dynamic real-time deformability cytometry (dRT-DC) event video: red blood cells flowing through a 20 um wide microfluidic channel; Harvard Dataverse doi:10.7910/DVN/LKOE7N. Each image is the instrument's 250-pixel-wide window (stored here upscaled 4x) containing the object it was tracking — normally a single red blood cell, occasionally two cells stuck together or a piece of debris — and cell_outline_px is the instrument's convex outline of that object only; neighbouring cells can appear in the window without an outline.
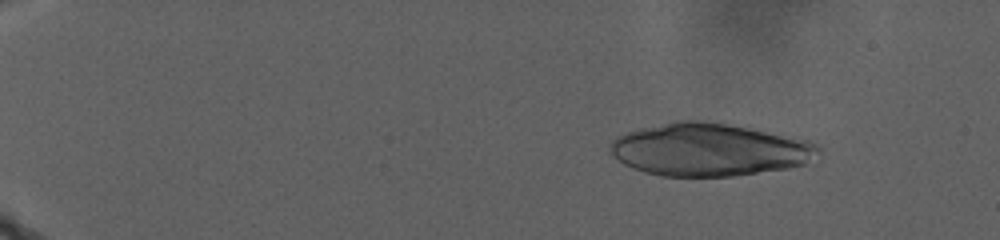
{"species": "human", "species_latin": "Homo sapiens", "temperature_condition": "warm", "stored_images_in_passage": 38, "camera_frame_rate_fps": 3000, "um_per_image_px": 0.085, "donor": {"sex": "male"}, "frame": {"image": 1, "passage_image": 10, "time_ms": 4.333, "image_size_px": [1000, 240], "cell_outline_px": [[820, 148], [804, 164], [788, 168], [732, 176], [660, 176], [644, 172], [632, 168], [624, 164], [612, 156], [608, 152], [608, 148], [612, 140], [616, 136], [640, 128], [676, 120], [704, 120], [728, 124], [796, 136], [820, 144]], "centroid_in_image_um": [60.24, 12.71], "position_along_channel_um": 24.8, "area_um2": 64.27}}
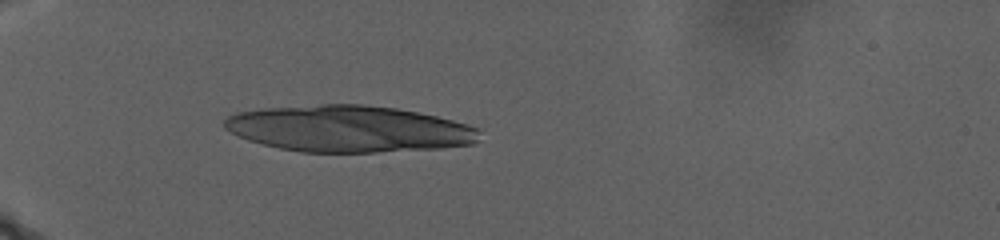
{"frame": {"image": 2, "passage_image": 26, "time_ms": 11.0, "image_size_px": [1000, 240], "cell_outline_px": [[480, 132], [476, 140], [472, 144], [440, 148], [376, 152], [300, 152], [280, 148], [248, 140], [224, 128], [224, 120], [228, 116], [236, 112], [264, 108], [320, 104], [364, 104], [396, 108], [436, 116], [468, 124], [476, 128]], "centroid_in_image_um": [29.62, 10.94], "position_along_channel_um": 55.4, "area_um2": 68.96}}